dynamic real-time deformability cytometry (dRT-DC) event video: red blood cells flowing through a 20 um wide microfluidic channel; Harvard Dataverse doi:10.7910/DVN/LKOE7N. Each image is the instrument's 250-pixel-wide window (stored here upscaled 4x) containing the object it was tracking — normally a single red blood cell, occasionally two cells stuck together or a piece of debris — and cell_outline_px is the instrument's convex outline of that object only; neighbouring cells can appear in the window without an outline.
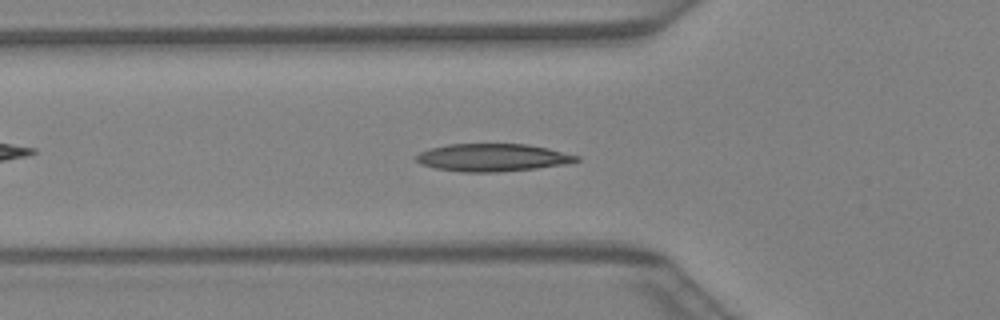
{"species": "Egyptian fruit bat (a non-hibernating species)", "species_latin": "Rousettus aegyptiacus", "temperature_condition": "warm", "stored_images_in_passage": 41, "camera_frame_rate_fps": 3000, "um_per_image_px": 0.085, "animal": {"sex": "female"}, "frame": {"image": 1, "passage_image": 14, "time_ms": 4.333, "image_size_px": [1000, 320], "cell_outline_px": [[580, 160], [568, 164], [536, 168], [500, 172], [460, 172], [436, 168], [420, 164], [416, 160], [416, 156], [420, 152], [428, 148], [448, 144], [528, 144], [548, 148], [580, 156]], "centroid_in_image_um": [41.88, 13.39], "position_along_channel_um": 83.9, "area_um2": 26.01}}
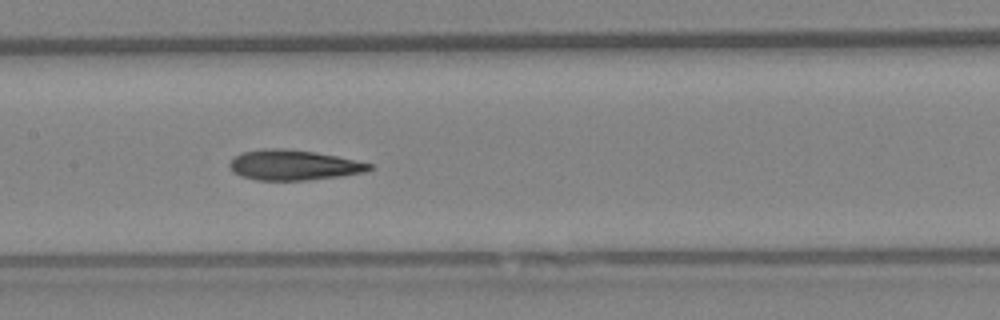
{"frame": {"image": 2, "passage_image": 20, "time_ms": 6.333, "image_size_px": [1000, 320], "cell_outline_px": [[376, 168], [364, 172], [344, 176], [308, 180], [256, 180], [240, 176], [232, 172], [228, 164], [240, 152], [264, 148], [284, 148], [312, 152], [336, 156], [372, 164]], "centroid_in_image_um": [24.94, 14.04], "position_along_channel_um": 182.5, "area_um2": 24.74}}
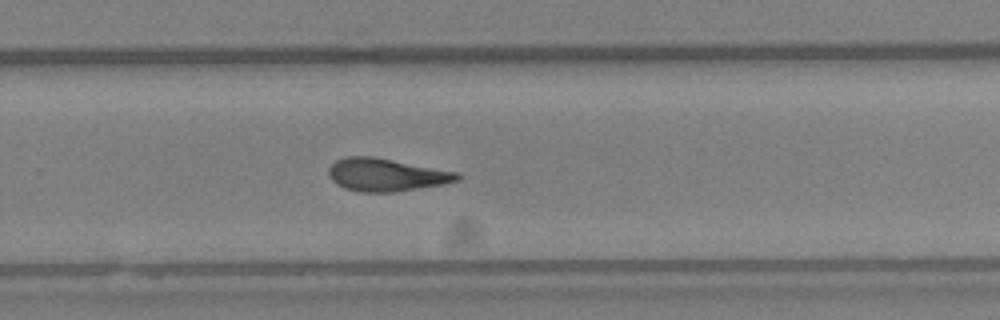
{"frame": {"image": 3, "passage_image": 27, "time_ms": 8.667, "image_size_px": [1000, 320], "cell_outline_px": [[460, 180], [444, 184], [396, 192], [360, 192], [344, 188], [336, 184], [328, 176], [328, 168], [336, 160], [344, 156], [372, 156], [460, 172]], "centroid_in_image_um": [32.83, 14.86], "position_along_channel_um": 297.0, "area_um2": 24.85}}